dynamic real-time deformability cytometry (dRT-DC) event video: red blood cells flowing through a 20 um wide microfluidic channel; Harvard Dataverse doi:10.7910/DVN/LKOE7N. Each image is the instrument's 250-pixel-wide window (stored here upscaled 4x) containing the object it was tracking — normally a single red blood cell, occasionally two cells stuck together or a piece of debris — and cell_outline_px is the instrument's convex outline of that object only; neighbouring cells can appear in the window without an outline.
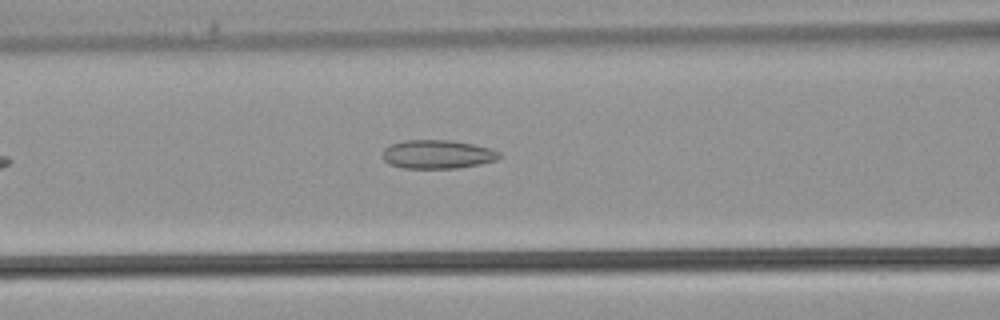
{"species": "common noctule bat (a hibernating species)", "species_latin": "Nyctalus noctula", "temperature_condition": "warm", "stored_images_in_passage": 30, "camera_frame_rate_fps": 3000, "um_per_image_px": 0.085, "animal": {"sex": "male", "body_mass_g": 21.5, "forearm_length_mm": 52.0}, "frame": {"image": 1, "passage_image": 8, "time_ms": 2.333, "image_size_px": [1000, 320], "cell_outline_px": [[500, 156], [496, 160], [480, 164], [456, 168], [404, 168], [388, 164], [384, 160], [384, 148], [392, 144], [404, 140], [452, 140], [492, 148], [500, 152]], "centroid_in_image_um": [37.2, 13.11], "position_along_channel_um": 129.4, "area_um2": 19.48}}
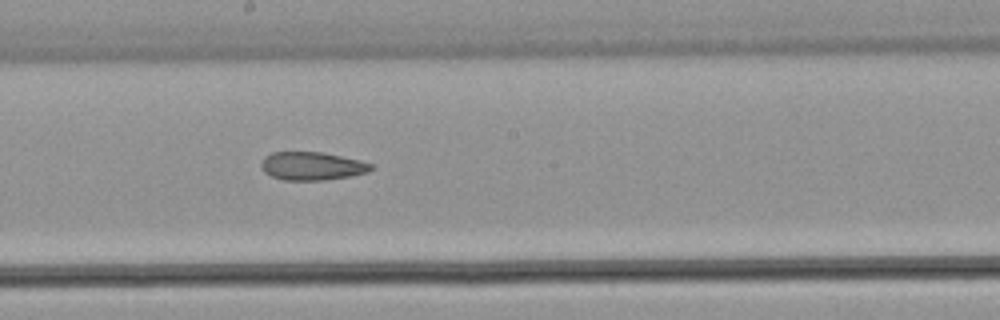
{"frame": {"image": 2, "passage_image": 13, "time_ms": 4.0, "image_size_px": [1000, 320], "cell_outline_px": [[372, 168], [368, 172], [352, 176], [324, 180], [284, 180], [272, 176], [264, 172], [260, 168], [260, 164], [264, 156], [272, 152], [324, 152], [360, 160], [372, 164]], "centroid_in_image_um": [26.5, 14.11], "position_along_channel_um": 221.7, "area_um2": 18.21}}
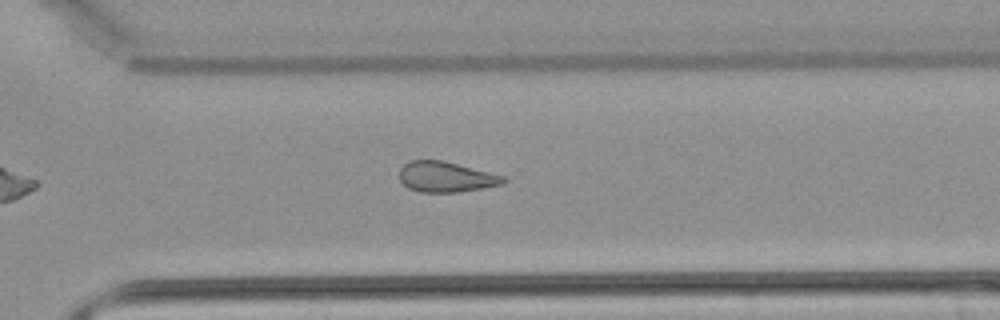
{"frame": {"image": 3, "passage_image": 19, "time_ms": 6.0, "image_size_px": [1000, 320], "cell_outline_px": [[508, 180], [500, 184], [484, 188], [460, 192], [420, 192], [408, 188], [400, 180], [400, 168], [408, 160], [440, 160], [504, 176]], "centroid_in_image_um": [37.87, 15.04], "position_along_channel_um": 332.7, "area_um2": 18.26}}